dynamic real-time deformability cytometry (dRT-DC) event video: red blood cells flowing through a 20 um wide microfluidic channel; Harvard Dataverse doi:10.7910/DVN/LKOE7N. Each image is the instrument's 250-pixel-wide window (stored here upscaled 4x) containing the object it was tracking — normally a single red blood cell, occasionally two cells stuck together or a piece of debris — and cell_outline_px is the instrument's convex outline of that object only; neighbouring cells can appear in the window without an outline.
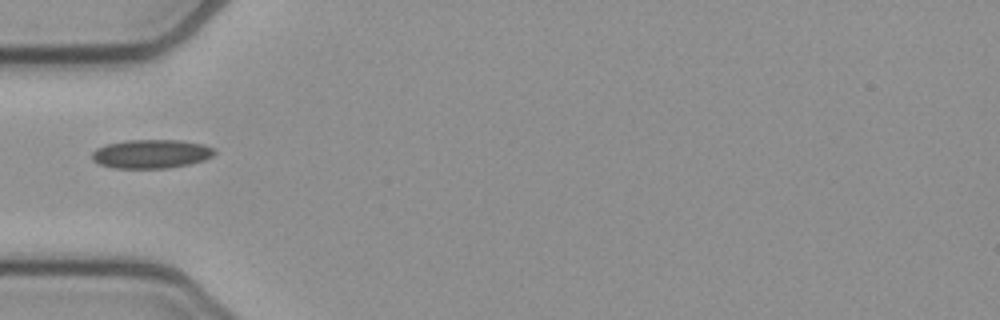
{"species": "common noctule bat (a hibernating species)", "species_latin": "Nyctalus noctula", "temperature_condition": "cold", "stored_images_in_passage": 3, "camera_frame_rate_fps": 3000, "um_per_image_px": 0.085, "animal": {"sex": "female", "body_mass_g": 21.9}, "frame": {"image": 1, "passage_image": 1, "time_ms": 0.0, "image_size_px": [1000, 320], "cell_outline_px": [[216, 152], [212, 156], [204, 160], [188, 164], [168, 168], [112, 168], [96, 164], [92, 160], [92, 152], [96, 148], [108, 144], [128, 140], [180, 140], [204, 144], [212, 148]], "centroid_in_image_um": [12.82, 13.08], "position_along_channel_um": 72.2, "area_um2": 20.63}}